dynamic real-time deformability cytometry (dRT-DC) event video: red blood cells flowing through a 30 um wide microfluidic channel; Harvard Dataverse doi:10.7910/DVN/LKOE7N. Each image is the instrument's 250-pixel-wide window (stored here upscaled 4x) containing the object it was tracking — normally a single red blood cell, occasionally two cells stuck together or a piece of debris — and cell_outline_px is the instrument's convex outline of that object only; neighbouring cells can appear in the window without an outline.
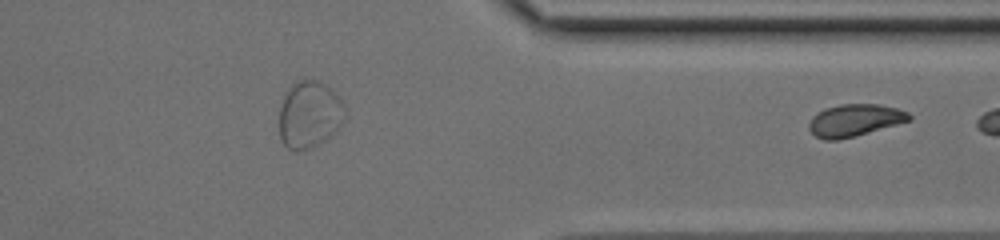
{"species": "common noctule bat (a hibernating species)", "species_latin": "Nyctalus noctula", "temperature_condition": "cold", "stored_images_in_passage": 38, "segment_of_instrument_passage": [2, 2], "camera_frame_rate_fps": 3000, "um_per_image_px": 0.085, "animal": {"sex": "female", "body_mass_g": 17.0, "forearm_length_mm": 48.0}, "frame": {"image": 1, "passage_image": 38, "time_ms": 12.333, "image_size_px": [1000, 240], "cell_outline_px": [[912, 120], [840, 140], [824, 140], [816, 136], [808, 128], [808, 124], [812, 116], [816, 112], [824, 108], [840, 104], [880, 104], [896, 108], [908, 112], [912, 116]], "centroid_in_image_um": [72.63, 10.21], "position_along_channel_um": 338.8, "area_um2": 18.9}}